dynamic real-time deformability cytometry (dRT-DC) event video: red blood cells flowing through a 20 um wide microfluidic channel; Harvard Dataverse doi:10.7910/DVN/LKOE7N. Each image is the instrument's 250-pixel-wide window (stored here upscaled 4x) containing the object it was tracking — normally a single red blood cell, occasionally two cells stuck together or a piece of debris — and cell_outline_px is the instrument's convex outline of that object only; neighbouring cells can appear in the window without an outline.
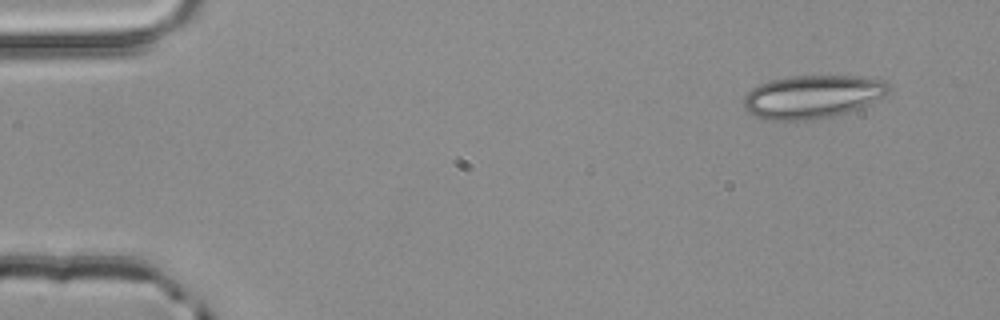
{"species": "common noctule bat (a hibernating species)", "species_latin": "Nyctalus noctula", "temperature_condition": "room temperature", "stored_images_in_passage": 3, "camera_frame_rate_fps": 3000, "um_per_image_px": 0.085, "animal": {"sex": "male", "body_mass_g": 20.4}, "frame": {"image": 1, "passage_image": 1, "time_ms": 0.0, "image_size_px": [1000, 320], "cell_outline_px": [[892, 88], [884, 96], [868, 104], [832, 116], [812, 120], [764, 120], [748, 112], [744, 108], [744, 96], [752, 88], [760, 84], [772, 80], [788, 76], [860, 76], [884, 80]], "centroid_in_image_um": [69.04, 8.21], "position_along_channel_um": 16.0, "area_um2": 36.41}}